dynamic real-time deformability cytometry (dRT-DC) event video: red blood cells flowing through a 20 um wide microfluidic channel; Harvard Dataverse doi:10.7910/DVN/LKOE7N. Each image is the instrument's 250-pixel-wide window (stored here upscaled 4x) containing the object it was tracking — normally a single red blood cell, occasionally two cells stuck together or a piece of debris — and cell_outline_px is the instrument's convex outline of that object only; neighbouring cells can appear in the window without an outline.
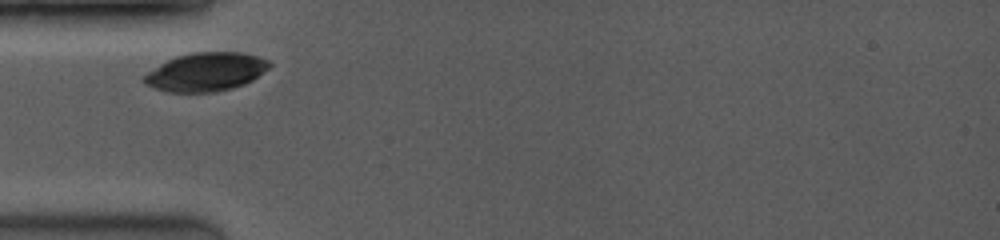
{"species": "common noctule bat (a hibernating species)", "species_latin": "Nyctalus noctula", "temperature_condition": "room temperature", "stored_images_in_passage": 7, "camera_frame_rate_fps": 3500, "um_per_image_px": 0.085, "animal": {"sex": "female", "body_mass_g": 19.0, "forearm_length_mm": 53.3}, "frame": {"image": 1, "passage_image": 1, "time_ms": 0.0, "image_size_px": [1000, 240], "cell_outline_px": [[272, 64], [268, 68], [252, 80], [244, 84], [232, 88], [216, 92], [168, 92], [144, 84], [140, 80], [140, 76], [160, 64], [176, 56], [192, 52], [240, 52], [256, 56], [268, 60]], "centroid_in_image_um": [17.45, 6.12], "position_along_channel_um": 67.6, "area_um2": 28.21}}
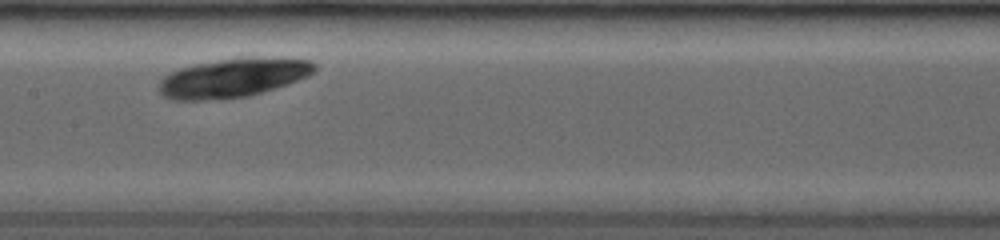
{"frame": {"image": 2, "passage_image": 4, "time_ms": 3.143, "image_size_px": [1000, 240], "cell_outline_px": [[316, 68], [308, 76], [248, 96], [204, 100], [172, 100], [164, 96], [160, 92], [160, 80], [168, 72], [180, 68], [196, 64], [220, 60], [312, 60], [316, 64]], "centroid_in_image_um": [19.69, 6.66], "position_along_channel_um": 187.7, "area_um2": 33.58}}
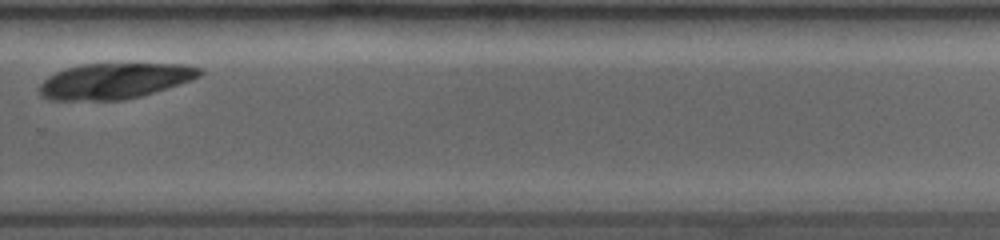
{"frame": {"image": 3, "passage_image": 7, "time_ms": 6.571, "image_size_px": [1000, 240], "cell_outline_px": [[204, 72], [200, 76], [192, 80], [140, 96], [124, 100], [48, 100], [40, 96], [40, 84], [48, 76], [64, 68], [80, 64], [184, 64], [200, 68]], "centroid_in_image_um": [9.72, 6.88], "position_along_channel_um": 320.1, "area_um2": 33.29}}